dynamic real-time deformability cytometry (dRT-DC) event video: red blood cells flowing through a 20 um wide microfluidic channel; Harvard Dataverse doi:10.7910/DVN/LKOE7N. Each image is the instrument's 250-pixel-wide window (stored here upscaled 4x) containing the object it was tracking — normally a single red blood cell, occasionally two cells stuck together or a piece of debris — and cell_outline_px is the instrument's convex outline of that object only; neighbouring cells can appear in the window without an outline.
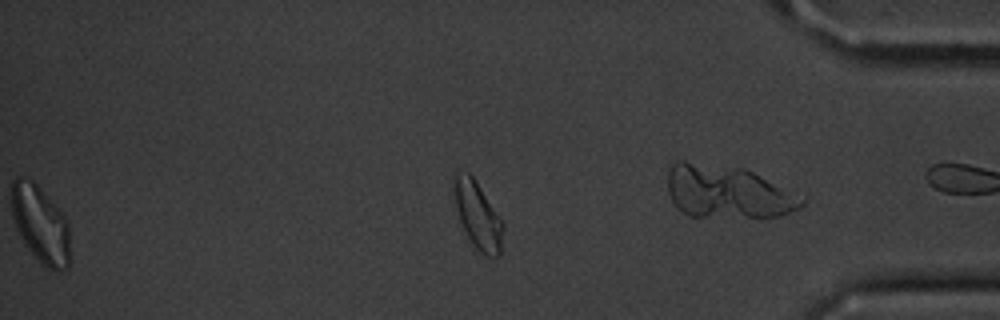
{"species": "common noctule bat (a hibernating species)", "species_latin": "Nyctalus noctula", "temperature_condition": "cold", "stored_images_in_passage": 55, "segment_of_instrument_passage": [2, 2], "camera_frame_rate_fps": 3000, "um_per_image_px": 0.085, "animal": {"sex": "male", "body_mass_g": 20.1, "forearm_length_mm": 53.5}, "frame": {"image": 1, "passage_image": 55, "time_ms": 18.0, "image_size_px": [1000, 320], "cell_outline_px": [[504, 228], [500, 252], [496, 256], [484, 256], [472, 244], [460, 220], [456, 208], [452, 176], [456, 172], [468, 172], [472, 176], [504, 224]], "centroid_in_image_um": [40.59, 18.3], "position_along_channel_um": 394.6, "area_um2": 18.79}}